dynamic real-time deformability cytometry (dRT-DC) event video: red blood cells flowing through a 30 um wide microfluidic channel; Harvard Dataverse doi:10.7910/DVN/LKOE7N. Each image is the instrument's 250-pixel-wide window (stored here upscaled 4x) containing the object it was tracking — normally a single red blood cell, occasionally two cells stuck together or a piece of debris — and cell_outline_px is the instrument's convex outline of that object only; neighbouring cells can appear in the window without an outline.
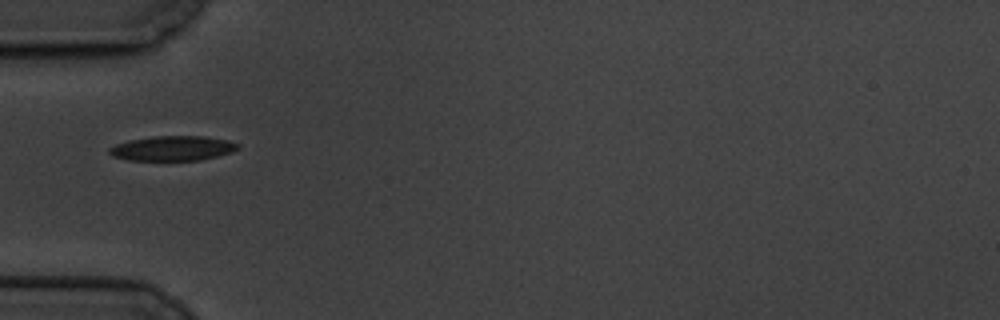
{"species": "common noctule bat (a hibernating species)", "species_latin": "Nyctalus noctula", "temperature_condition": "cold", "stored_images_in_passage": 6, "camera_frame_rate_fps": 3000, "um_per_image_px": 0.085, "animal": {"sex": "male", "body_mass_g": 19.5, "forearm_length_mm": 54.6}, "frame": {"image": 1, "passage_image": 1, "time_ms": 0.0, "image_size_px": [1000, 320], "cell_outline_px": [[240, 148], [232, 152], [200, 160], [128, 160], [112, 156], [108, 152], [108, 148], [116, 144], [128, 140], [152, 136], [204, 136], [228, 140], [240, 144]], "centroid_in_image_um": [14.67, 12.6], "position_along_channel_um": 70.3, "area_um2": 18.67}}
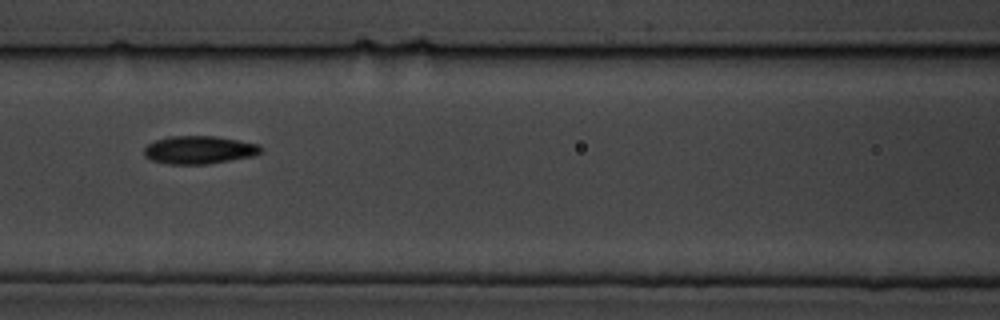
{"frame": {"image": 2, "passage_image": 3, "time_ms": 2.333, "image_size_px": [1000, 320], "cell_outline_px": [[264, 148], [260, 152], [252, 156], [204, 164], [172, 164], [152, 160], [144, 156], [144, 148], [148, 144], [156, 140], [172, 136], [216, 136], [240, 140], [260, 144]], "centroid_in_image_um": [16.94, 12.73], "position_along_channel_um": 149.7, "area_um2": 18.9}}
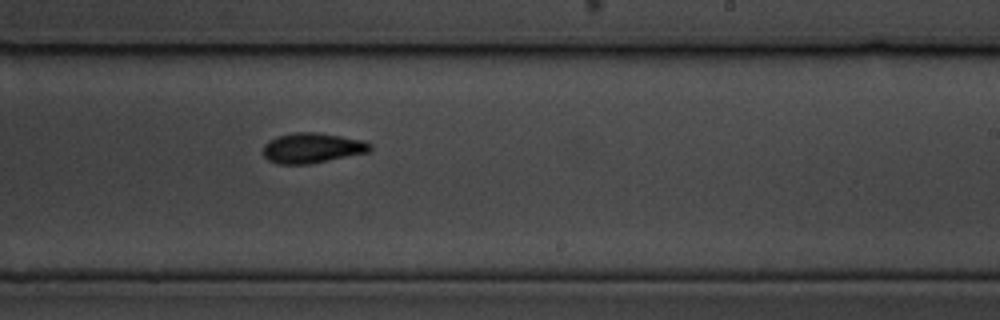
{"frame": {"image": 3, "passage_image": 6, "time_ms": 5.667, "image_size_px": [1000, 320], "cell_outline_px": [[372, 148], [368, 152], [308, 164], [280, 164], [268, 160], [264, 156], [264, 144], [268, 140], [276, 136], [292, 132], [316, 132], [364, 140], [372, 144]], "centroid_in_image_um": [26.52, 12.56], "position_along_channel_um": 262.5, "area_um2": 18.79}}